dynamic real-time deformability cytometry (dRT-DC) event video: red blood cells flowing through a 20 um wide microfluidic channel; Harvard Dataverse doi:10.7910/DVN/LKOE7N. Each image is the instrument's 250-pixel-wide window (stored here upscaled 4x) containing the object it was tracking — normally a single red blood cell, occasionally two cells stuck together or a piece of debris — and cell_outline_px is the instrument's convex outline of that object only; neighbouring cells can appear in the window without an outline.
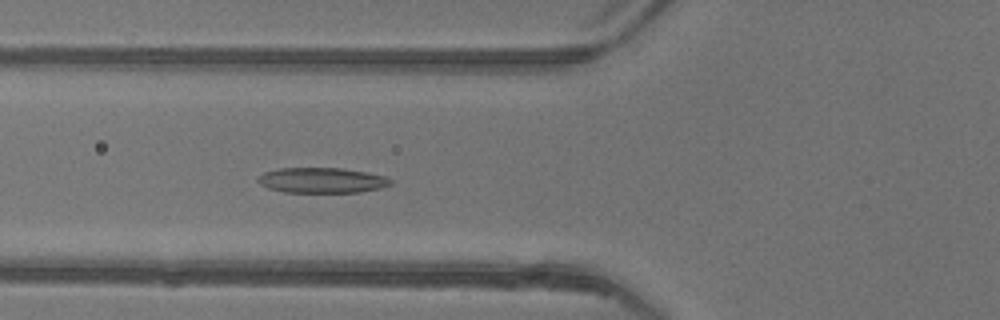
{"species": "common noctule bat (a hibernating species)", "species_latin": "Nyctalus noctula", "temperature_condition": "warm", "stored_images_in_passage": 50, "camera_frame_rate_fps": 3000, "um_per_image_px": 0.085, "animal": {"sex": "female"}, "frame": {"image": 1, "passage_image": 20, "time_ms": 6.333, "image_size_px": [1000, 320], "cell_outline_px": [[392, 184], [380, 188], [360, 192], [284, 192], [268, 188], [260, 184], [256, 180], [264, 172], [280, 168], [340, 168], [364, 172], [384, 176], [392, 180]], "centroid_in_image_um": [27.34, 15.33], "position_along_channel_um": 98.5, "area_um2": 19.42}}
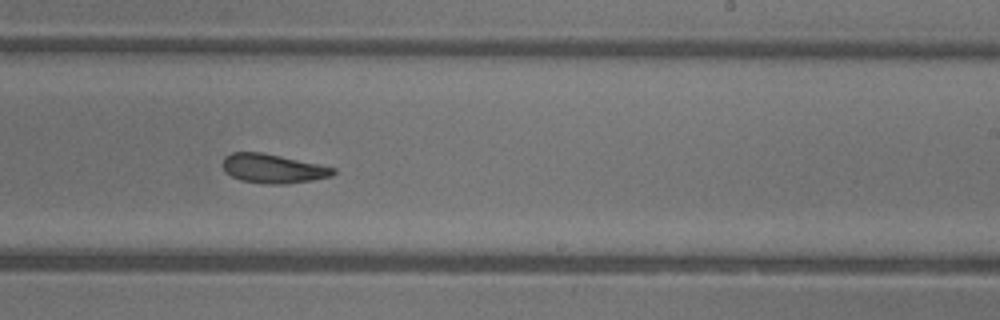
{"frame": {"image": 2, "passage_image": 32, "time_ms": 10.333, "image_size_px": [1000, 320], "cell_outline_px": [[336, 172], [332, 176], [312, 180], [288, 184], [264, 184], [240, 180], [224, 172], [224, 156], [232, 152], [260, 152], [320, 164], [336, 168]], "centroid_in_image_um": [23.22, 14.33], "position_along_channel_um": 265.8, "area_um2": 18.79}}
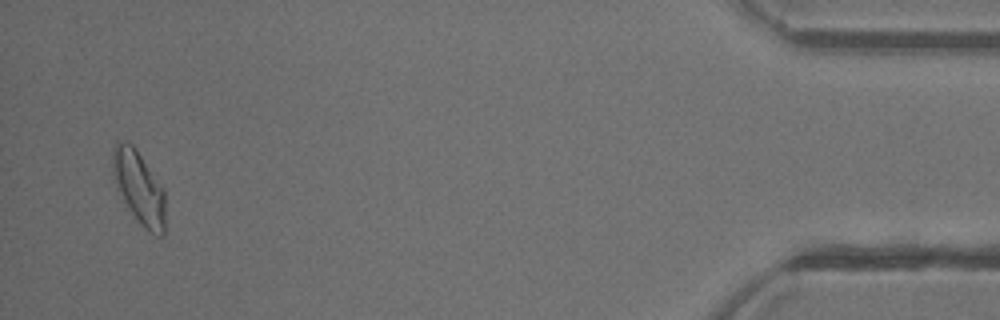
{"frame": {"image": 3, "passage_image": 49, "time_ms": 16.0, "image_size_px": [1000, 320], "cell_outline_px": [[164, 236], [156, 236], [148, 232], [144, 228], [132, 212], [124, 200], [116, 184], [112, 172], [112, 148], [116, 140], [124, 140], [132, 144], [164, 188]], "centroid_in_image_um": [11.81, 15.91], "position_along_channel_um": 423.4, "area_um2": 22.2}, "authors_computed_cell_mechanics": {"area_um2": 20.2011, "velocity_mm_per_s": 4.1901, "shape_relaxation_time_tau1_ms": null, "shape_relaxation_time_tau2_ms": 2.7477, "deformation_change_tau1": null, "deformation_change_tau2": 0.1026}}